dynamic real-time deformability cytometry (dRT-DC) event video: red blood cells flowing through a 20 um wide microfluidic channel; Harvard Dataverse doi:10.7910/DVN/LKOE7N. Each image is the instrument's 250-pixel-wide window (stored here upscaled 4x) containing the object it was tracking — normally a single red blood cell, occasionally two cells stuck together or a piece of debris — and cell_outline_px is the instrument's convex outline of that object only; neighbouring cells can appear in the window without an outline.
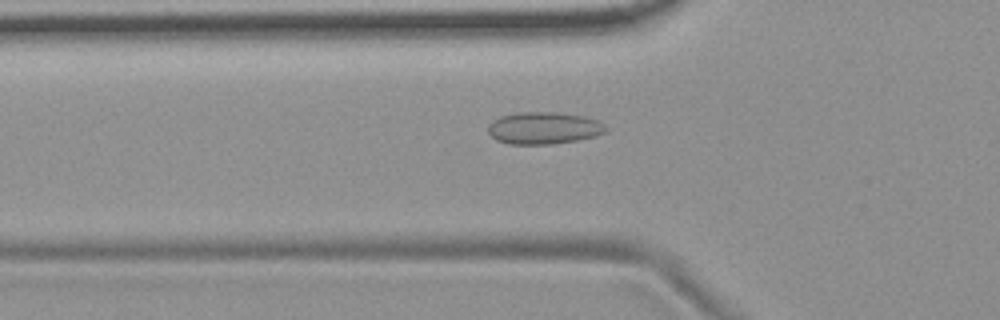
{"species": "common noctule bat (a hibernating species)", "species_latin": "Nyctalus noctula", "temperature_condition": "room temperature", "stored_images_in_passage": 54, "camera_frame_rate_fps": 3000, "um_per_image_px": 0.085, "animal": {"sex": "female", "body_mass_g": 19.9}, "frame": {"image": 1, "passage_image": 18, "time_ms": 5.667, "image_size_px": [1000, 320], "cell_outline_px": [[608, 128], [604, 132], [596, 136], [576, 140], [548, 144], [508, 144], [496, 140], [488, 132], [488, 124], [492, 120], [500, 116], [520, 112], [556, 112], [584, 116], [600, 120]], "centroid_in_image_um": [46.22, 10.87], "position_along_channel_um": 79.6, "area_um2": 22.14}}
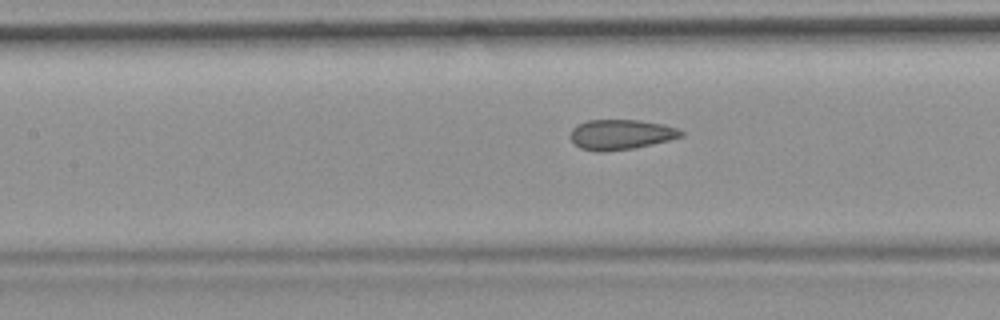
{"frame": {"image": 2, "passage_image": 24, "time_ms": 7.667, "image_size_px": [1000, 320], "cell_outline_px": [[684, 136], [636, 148], [604, 152], [596, 152], [580, 148], [572, 140], [572, 128], [588, 120], [640, 120], [664, 124], [676, 128], [684, 132]], "centroid_in_image_um": [52.81, 11.44], "position_along_channel_um": 154.6, "area_um2": 19.36}}
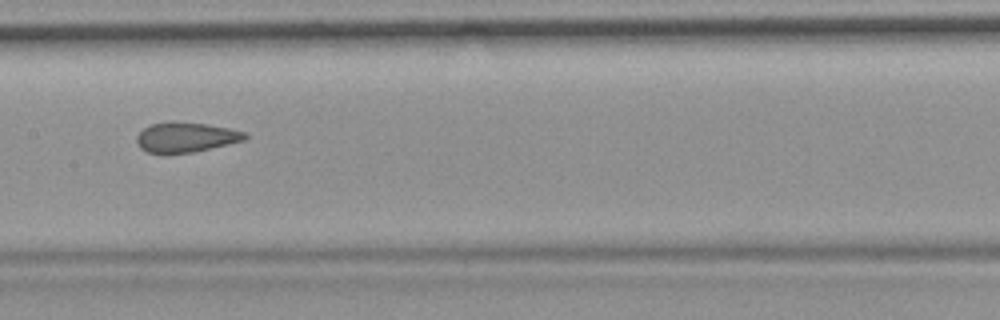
{"frame": {"image": 3, "passage_image": 27, "time_ms": 8.667, "image_size_px": [1000, 320], "cell_outline_px": [[248, 136], [244, 140], [228, 144], [192, 152], [148, 152], [140, 148], [136, 144], [136, 136], [144, 128], [152, 124], [172, 120], [204, 124], [228, 128], [244, 132]], "centroid_in_image_um": [15.76, 11.64], "position_along_channel_um": 191.6, "area_um2": 18.61}, "authors_computed_cell_mechanics": {"area_um2": 20.0566, "velocity_mm_per_s": 3.7171, "shape_relaxation_time_tau1_ms": null, "shape_relaxation_time_tau2_ms": 1.5932, "deformation_change_tau1": null, "deformation_change_tau2": 0.0664}}